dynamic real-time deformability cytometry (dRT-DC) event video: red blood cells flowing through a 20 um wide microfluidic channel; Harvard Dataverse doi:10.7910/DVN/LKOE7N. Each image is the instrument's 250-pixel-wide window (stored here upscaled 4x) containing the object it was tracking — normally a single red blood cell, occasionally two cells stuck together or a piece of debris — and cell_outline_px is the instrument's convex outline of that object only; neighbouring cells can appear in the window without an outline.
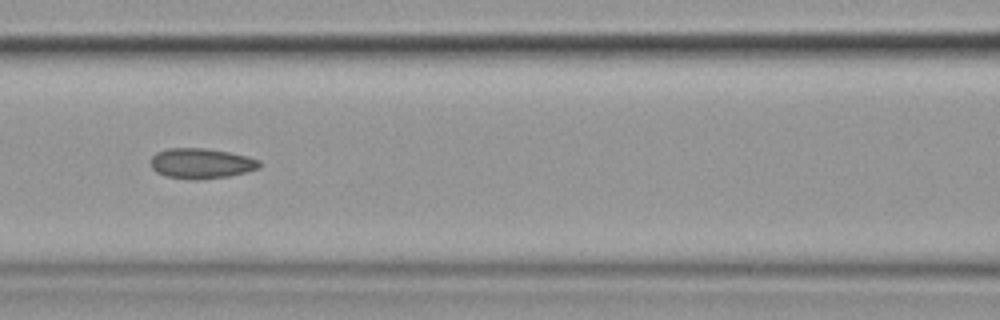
{"species": "common noctule bat (a hibernating species)", "species_latin": "Nyctalus noctula", "temperature_condition": "cold", "stored_images_in_passage": 14, "camera_frame_rate_fps": 3000, "um_per_image_px": 0.085, "animal": {"sex": "female", "body_mass_g": 19.9}, "frame": {"image": 1, "passage_image": 7, "time_ms": 7.667, "image_size_px": [1000, 320], "cell_outline_px": [[260, 168], [228, 176], [196, 180], [192, 180], [164, 176], [156, 172], [152, 168], [152, 156], [156, 152], [168, 148], [204, 148], [228, 152], [260, 160]], "centroid_in_image_um": [17.07, 13.89], "position_along_channel_um": 149.5, "area_um2": 19.07}}
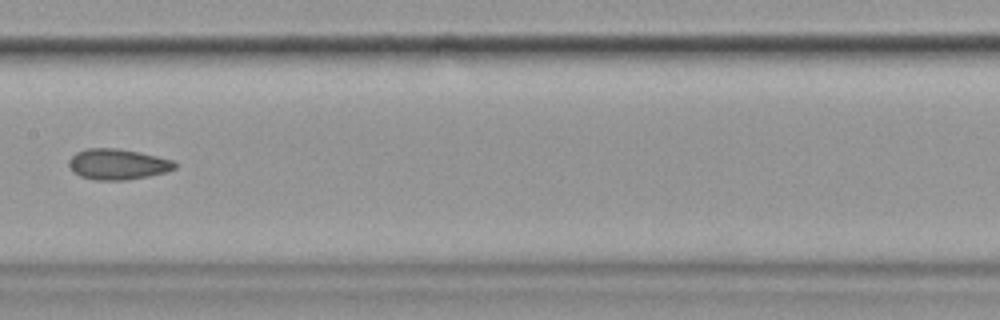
{"frame": {"image": 2, "passage_image": 8, "time_ms": 9.0, "image_size_px": [1000, 320], "cell_outline_px": [[176, 168], [164, 172], [148, 176], [128, 180], [96, 180], [80, 176], [72, 172], [68, 164], [68, 160], [76, 152], [88, 148], [116, 148], [140, 152], [172, 160], [176, 164]], "centroid_in_image_um": [9.96, 13.96], "position_along_channel_um": 197.4, "area_um2": 18.96}}